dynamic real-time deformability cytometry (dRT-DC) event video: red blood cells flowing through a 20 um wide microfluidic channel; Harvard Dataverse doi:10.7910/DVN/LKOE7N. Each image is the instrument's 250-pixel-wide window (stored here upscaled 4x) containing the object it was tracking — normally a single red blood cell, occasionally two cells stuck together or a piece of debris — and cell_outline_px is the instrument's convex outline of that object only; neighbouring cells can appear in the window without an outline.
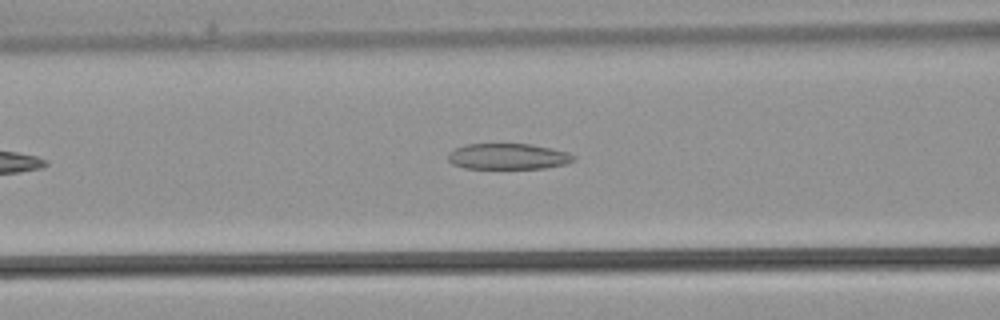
{"species": "common noctule bat (a hibernating species)", "species_latin": "Nyctalus noctula", "temperature_condition": "warm", "stored_images_in_passage": 24, "camera_frame_rate_fps": 3000, "um_per_image_px": 0.085, "animal": {"sex": "male", "body_mass_g": 21.5, "forearm_length_mm": 52.0}, "frame": {"image": 1, "passage_image": 7, "time_ms": 2.0, "image_size_px": [1000, 320], "cell_outline_px": [[576, 160], [568, 164], [544, 168], [464, 168], [452, 164], [448, 160], [448, 152], [464, 144], [532, 144], [552, 148], [568, 152], [576, 156]], "centroid_in_image_um": [43.22, 13.29], "position_along_channel_um": 123.4, "area_um2": 19.13}}
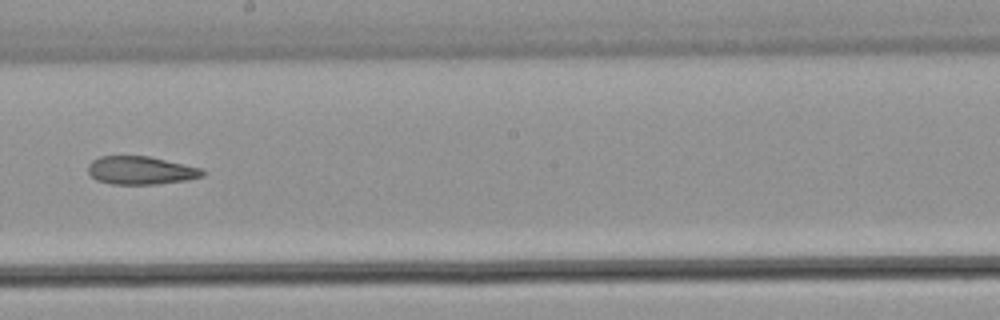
{"frame": {"image": 2, "passage_image": 13, "time_ms": 4.0, "image_size_px": [1000, 320], "cell_outline_px": [[208, 172], [204, 176], [188, 180], [156, 184], [112, 184], [96, 180], [88, 172], [88, 164], [92, 160], [100, 156], [148, 156], [204, 168]], "centroid_in_image_um": [12.02, 14.48], "position_along_channel_um": 236.2, "area_um2": 19.02}}
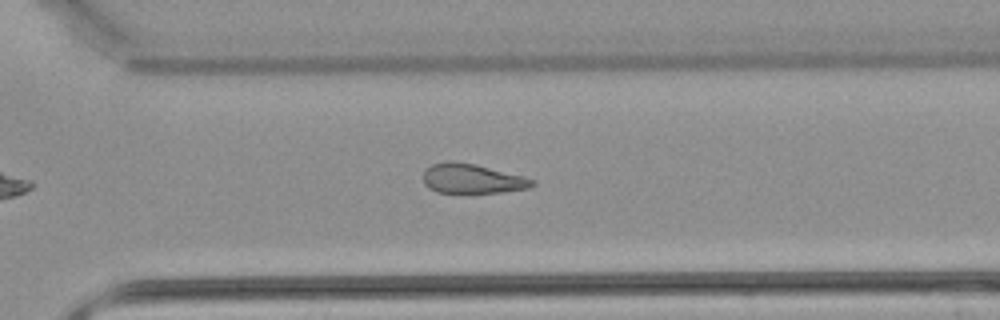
{"frame": {"image": 3, "passage_image": 18, "time_ms": 5.667, "image_size_px": [1000, 320], "cell_outline_px": [[536, 184], [528, 188], [504, 192], [436, 192], [428, 188], [424, 184], [424, 168], [432, 164], [448, 160], [476, 164], [536, 180]], "centroid_in_image_um": [40.1, 15.18], "position_along_channel_um": 330.5, "area_um2": 18.73}}